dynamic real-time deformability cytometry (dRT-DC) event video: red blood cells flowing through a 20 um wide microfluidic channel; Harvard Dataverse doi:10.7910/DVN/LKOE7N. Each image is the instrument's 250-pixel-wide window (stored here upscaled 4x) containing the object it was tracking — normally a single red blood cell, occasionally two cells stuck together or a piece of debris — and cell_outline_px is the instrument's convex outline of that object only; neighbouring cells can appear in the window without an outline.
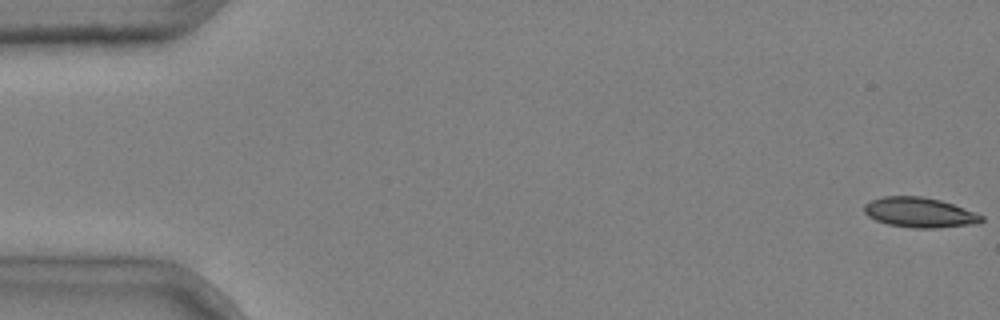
{"species": "common noctule bat (a hibernating species)", "species_latin": "Nyctalus noctula", "temperature_condition": "cold", "stored_images_in_passage": 12, "camera_frame_rate_fps": 3000, "um_per_image_px": 0.085, "animal": {"sex": "male", "body_mass_g": 20.4}, "frame": {"image": 1, "passage_image": 1, "time_ms": 0.0, "image_size_px": [1000, 320], "cell_outline_px": [[984, 220], [980, 224], [936, 228], [912, 228], [888, 224], [876, 220], [868, 216], [864, 212], [864, 204], [872, 200], [884, 196], [924, 196], [940, 200], [964, 208], [984, 216]], "centroid_in_image_um": [78.19, 18.07], "position_along_channel_um": 6.8, "area_um2": 20.63}}